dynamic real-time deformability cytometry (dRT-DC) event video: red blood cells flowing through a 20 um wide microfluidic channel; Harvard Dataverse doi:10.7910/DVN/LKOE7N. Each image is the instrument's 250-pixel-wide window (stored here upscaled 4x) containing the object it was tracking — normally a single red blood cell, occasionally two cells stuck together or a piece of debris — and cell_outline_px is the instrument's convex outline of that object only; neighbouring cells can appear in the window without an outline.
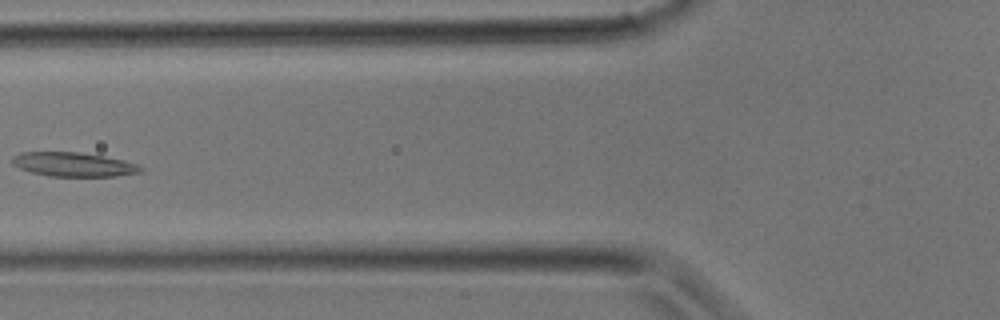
{"species": "common noctule bat (a hibernating species)", "species_latin": "Nyctalus noctula", "temperature_condition": "room temperature", "stored_images_in_passage": 23, "camera_frame_rate_fps": 3000, "um_per_image_px": 0.085, "animal": {"sex": "male", "body_mass_g": 17.9}, "frame": {"image": 1, "passage_image": 6, "time_ms": 1.667, "image_size_px": [1000, 320], "cell_outline_px": [[144, 168], [140, 172], [116, 176], [48, 176], [32, 172], [20, 168], [12, 164], [12, 156], [20, 152], [80, 152], [104, 156], [124, 160], [136, 164]], "centroid_in_image_um": [6.23, 13.97], "position_along_channel_um": 119.6, "area_um2": 18.03}}
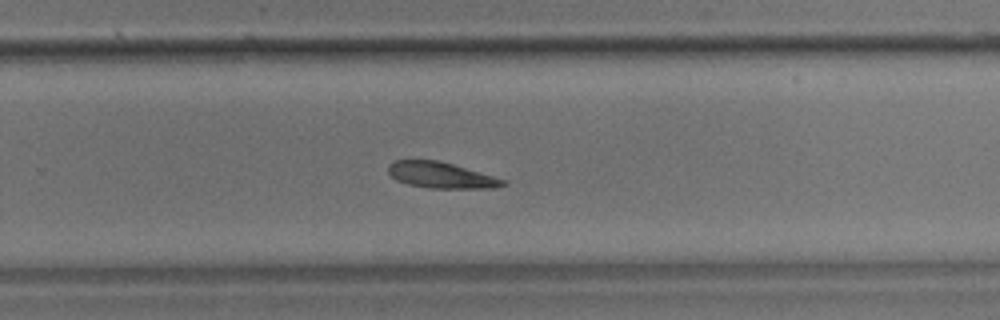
{"frame": {"image": 2, "passage_image": 15, "time_ms": 4.667, "image_size_px": [1000, 320], "cell_outline_px": [[508, 184], [496, 188], [428, 188], [408, 184], [396, 180], [388, 172], [388, 164], [396, 160], [440, 160], [508, 180]], "centroid_in_image_um": [37.53, 14.89], "position_along_channel_um": 292.3, "area_um2": 17.57}}
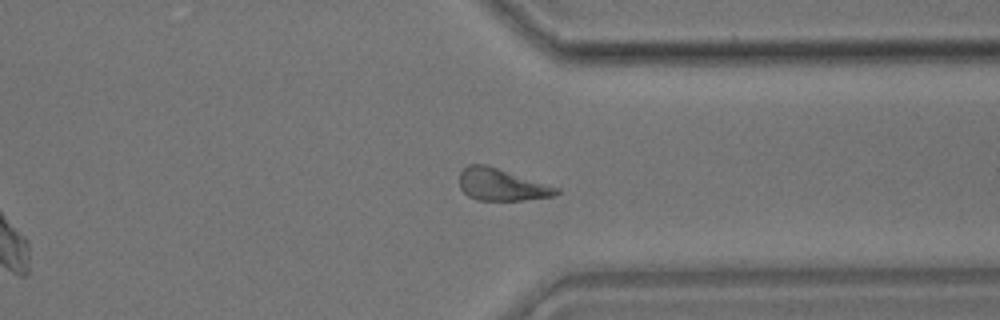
{"frame": {"image": 3, "passage_image": 19, "time_ms": 6.0, "image_size_px": [1000, 320], "cell_outline_px": [[560, 192], [556, 196], [524, 200], [476, 200], [468, 196], [460, 188], [460, 172], [468, 164], [484, 164], [560, 188]], "centroid_in_image_um": [42.64, 15.71], "position_along_channel_um": 368.8, "area_um2": 17.98}}